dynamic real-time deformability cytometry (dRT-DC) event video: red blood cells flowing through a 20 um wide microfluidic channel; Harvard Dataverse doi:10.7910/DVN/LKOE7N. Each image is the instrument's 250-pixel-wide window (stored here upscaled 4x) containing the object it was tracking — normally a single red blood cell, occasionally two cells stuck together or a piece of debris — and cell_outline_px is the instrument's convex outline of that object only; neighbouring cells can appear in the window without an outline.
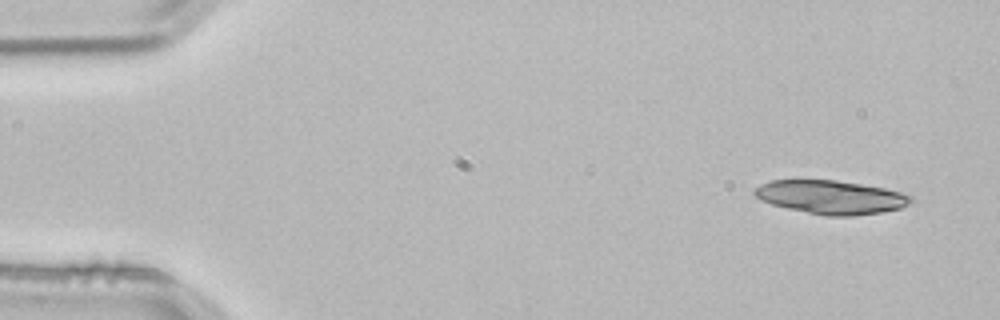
{"species": "common noctule bat (a hibernating species)", "species_latin": "Nyctalus noctula", "temperature_condition": "room temperature", "stored_images_in_passage": 2, "camera_frame_rate_fps": 3000, "um_per_image_px": 0.085, "animal": {"sex": "male", "body_mass_g": 21.5, "forearm_length_mm": 52.0}, "frame": {"image": 1, "passage_image": 1, "time_ms": 0.0, "image_size_px": [1000, 320], "cell_outline_px": [[916, 200], [900, 208], [880, 212], [852, 216], [828, 216], [788, 208], [772, 204], [760, 200], [752, 192], [760, 184], [772, 180], [836, 180], [884, 188], [900, 192], [912, 196]], "centroid_in_image_um": [70.64, 16.75], "position_along_channel_um": 14.4, "area_um2": 30.4}}